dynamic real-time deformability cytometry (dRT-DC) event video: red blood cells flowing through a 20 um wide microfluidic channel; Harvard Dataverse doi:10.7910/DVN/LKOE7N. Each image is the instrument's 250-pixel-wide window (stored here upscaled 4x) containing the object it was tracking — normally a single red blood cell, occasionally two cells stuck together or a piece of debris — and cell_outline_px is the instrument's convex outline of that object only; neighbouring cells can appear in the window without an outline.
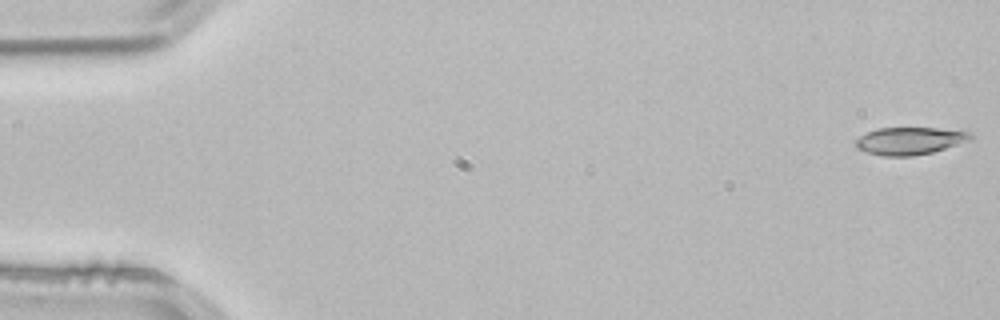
{"species": "common noctule bat (a hibernating species)", "species_latin": "Nyctalus noctula", "temperature_condition": "room temperature", "stored_images_in_passage": 53, "camera_frame_rate_fps": 3000, "um_per_image_px": 0.085, "animal": {"sex": "male", "body_mass_g": 21.5, "forearm_length_mm": 52.0}, "frame": {"image": 1, "passage_image": 1, "time_ms": 0.0, "image_size_px": [1000, 320], "cell_outline_px": [[972, 140], [932, 152], [912, 156], [884, 156], [868, 152], [856, 148], [856, 140], [860, 136], [876, 128], [936, 128], [972, 132]], "centroid_in_image_um": [77.35, 11.97], "position_along_channel_um": 7.7, "area_um2": 18.26}}
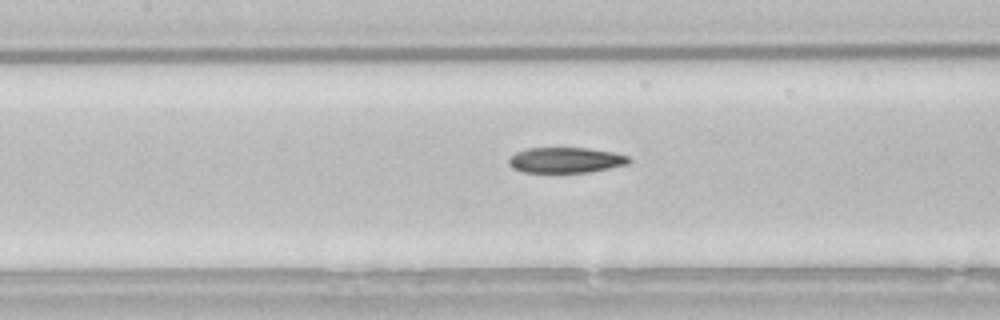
{"frame": {"image": 2, "passage_image": 24, "time_ms": 7.667, "image_size_px": [1000, 320], "cell_outline_px": [[632, 160], [628, 164], [588, 172], [524, 172], [512, 168], [508, 164], [508, 156], [516, 152], [528, 148], [588, 148], [612, 152], [628, 156]], "centroid_in_image_um": [48.05, 13.6], "position_along_channel_um": 159.4, "area_um2": 17.86}}
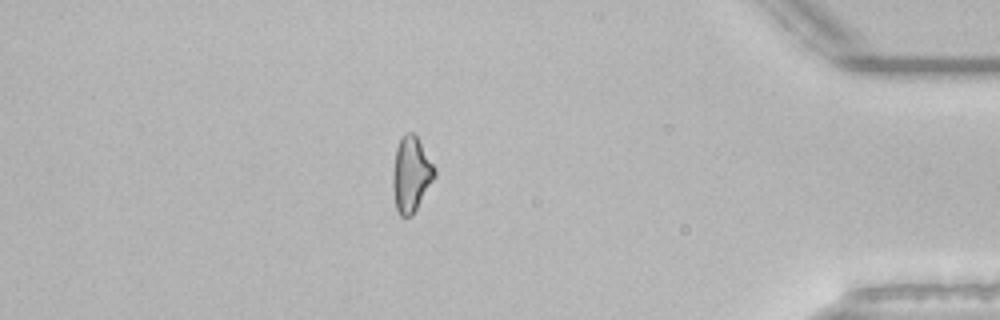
{"frame": {"image": 3, "passage_image": 46, "time_ms": 15.0, "image_size_px": [1000, 320], "cell_outline_px": [[436, 176], [412, 216], [400, 216], [396, 208], [392, 188], [392, 176], [396, 148], [400, 140], [408, 132], [412, 132], [416, 136], [436, 168]], "centroid_in_image_um": [34.94, 14.85], "position_along_channel_um": 400.3, "area_um2": 18.21}, "authors_computed_cell_mechanics": {"area_um2": 18.6694, "velocity_mm_per_s": 3.8334, "shape_relaxation_time_tau1_ms": 5.6596, "shape_relaxation_time_tau2_ms": 6.8414, "deformation_change_tau1": 0.1532, "deformation_change_tau2": 0.173}}